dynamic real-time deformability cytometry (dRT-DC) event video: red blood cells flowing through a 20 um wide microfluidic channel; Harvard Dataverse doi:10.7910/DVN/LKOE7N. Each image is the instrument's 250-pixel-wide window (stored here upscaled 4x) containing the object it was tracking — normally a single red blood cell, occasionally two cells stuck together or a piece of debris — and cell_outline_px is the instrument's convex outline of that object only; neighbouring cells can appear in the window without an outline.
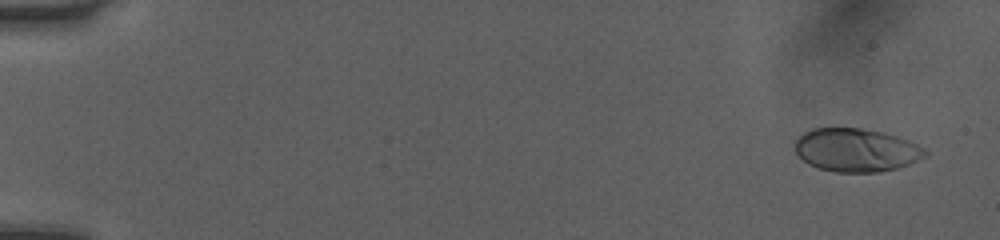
{"species": "human", "species_latin": "Homo sapiens", "temperature_condition": "room temperature", "stored_images_in_passage": 25, "camera_frame_rate_fps": 3000, "um_per_image_px": 0.085, "donor": {"sex": "female"}, "frame": {"image": 1, "passage_image": 3, "time_ms": 0.667, "image_size_px": [1000, 240], "cell_outline_px": [[928, 156], [908, 164], [896, 168], [880, 172], [836, 172], [820, 168], [808, 164], [796, 152], [796, 140], [804, 132], [812, 128], [860, 128], [884, 132], [900, 136], [924, 148], [928, 152]], "centroid_in_image_um": [72.81, 12.75], "position_along_channel_um": 12.2, "area_um2": 32.83}}
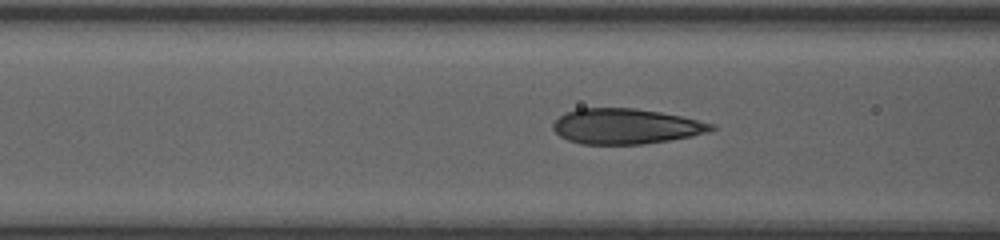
{"frame": {"image": 2, "passage_image": 22, "time_ms": 7.0, "image_size_px": [1000, 240], "cell_outline_px": [[716, 128], [708, 132], [692, 136], [644, 144], [580, 144], [568, 140], [560, 136], [552, 128], [552, 124], [564, 112], [576, 108], [636, 108], [660, 112], [680, 116], [716, 124]], "centroid_in_image_um": [53.18, 10.73], "position_along_channel_um": 113.4, "area_um2": 32.71}}
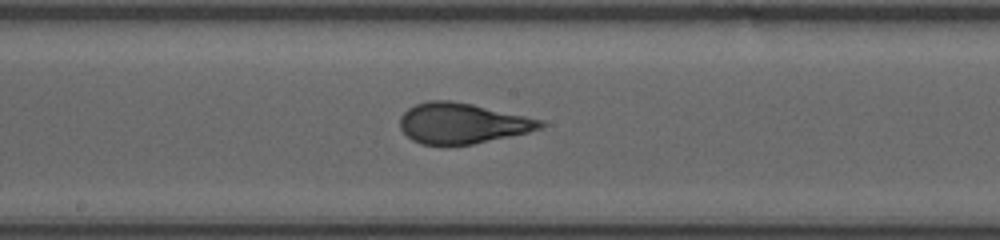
{"frame": {"image": 3, "passage_image": 25, "time_ms": 8.0, "image_size_px": [1000, 240], "cell_outline_px": [[548, 124], [544, 128], [528, 132], [472, 144], [420, 144], [412, 140], [400, 128], [400, 116], [408, 108], [416, 104], [428, 100], [452, 100], [472, 104], [544, 120]], "centroid_in_image_um": [39.31, 10.47], "position_along_channel_um": 208.9, "area_um2": 33.12}}